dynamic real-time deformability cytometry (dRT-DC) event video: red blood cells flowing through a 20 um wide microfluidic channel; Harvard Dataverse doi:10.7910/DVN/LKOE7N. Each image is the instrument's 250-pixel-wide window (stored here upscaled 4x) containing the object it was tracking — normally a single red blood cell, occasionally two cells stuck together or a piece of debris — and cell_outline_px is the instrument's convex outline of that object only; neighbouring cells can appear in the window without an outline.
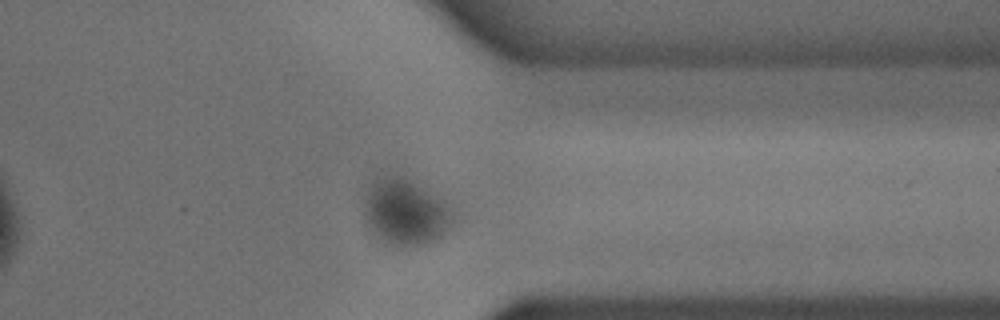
{"species": "common noctule bat (a hibernating species)", "species_latin": "Nyctalus noctula", "temperature_condition": "cold", "stored_images_in_passage": 37, "camera_frame_rate_fps": 3000, "um_per_image_px": 0.085, "animal": {"sex": "male", "body_mass_g": 18.8}, "frame": {"image": 1, "passage_image": 26, "time_ms": 8.333, "image_size_px": [1000, 320], "cell_outline_px": [[464, 212], [460, 220], [440, 240], [432, 244], [416, 248], [400, 248], [376, 232], [372, 228], [364, 212], [368, 196], [372, 184], [376, 180], [392, 176], [400, 176], [408, 180]], "centroid_in_image_um": [34.74, 18.12], "position_along_channel_um": 376.7, "area_um2": 34.56}}